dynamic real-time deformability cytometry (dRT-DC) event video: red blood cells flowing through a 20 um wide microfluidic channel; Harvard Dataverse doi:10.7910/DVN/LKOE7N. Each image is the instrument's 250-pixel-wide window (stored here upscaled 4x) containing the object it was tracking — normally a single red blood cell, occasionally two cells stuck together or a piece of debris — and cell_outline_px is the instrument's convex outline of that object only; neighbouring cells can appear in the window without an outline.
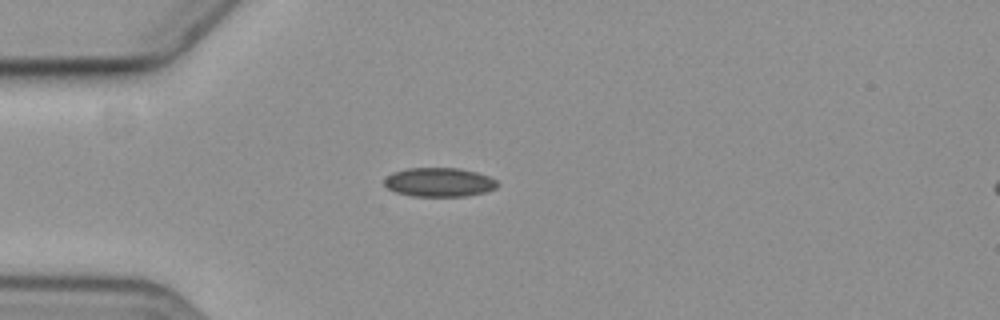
{"species": "common noctule bat (a hibernating species)", "species_latin": "Nyctalus noctula", "temperature_condition": "cold", "stored_images_in_passage": 2, "camera_frame_rate_fps": 3000, "um_per_image_px": 0.085, "animal": {"sex": "female", "body_mass_g": 19.3, "forearm_length_mm": 54.1}, "frame": {"image": 1, "passage_image": 1, "time_ms": 0.0, "image_size_px": [1000, 320], "cell_outline_px": [[500, 184], [496, 188], [484, 192], [464, 196], [412, 196], [396, 192], [388, 188], [384, 184], [384, 180], [392, 172], [408, 168], [460, 168], [476, 172], [488, 176], [496, 180]], "centroid_in_image_um": [37.34, 15.48], "position_along_channel_um": 47.7, "area_um2": 19.07}}